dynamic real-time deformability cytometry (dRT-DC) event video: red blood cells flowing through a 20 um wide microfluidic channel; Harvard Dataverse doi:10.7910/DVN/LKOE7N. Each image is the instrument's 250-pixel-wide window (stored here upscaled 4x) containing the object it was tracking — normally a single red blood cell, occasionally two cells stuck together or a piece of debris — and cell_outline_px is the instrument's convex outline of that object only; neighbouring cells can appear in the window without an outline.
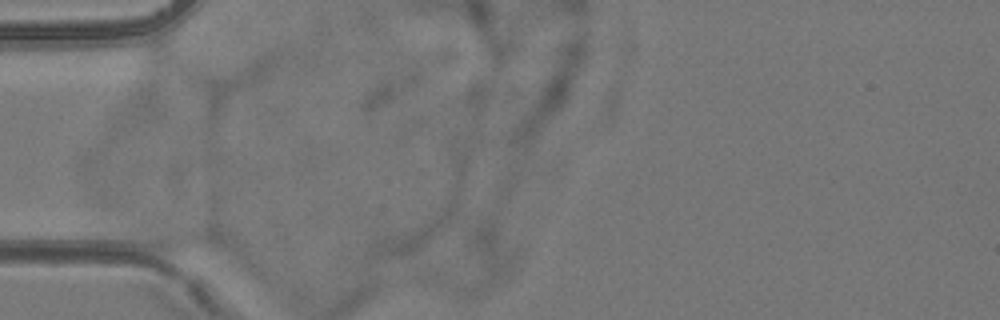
{"species": "common noctule bat (a hibernating species)", "species_latin": "Nyctalus noctula", "temperature_condition": "room temperature", "stored_images_in_passage": 3, "camera_frame_rate_fps": 3000, "um_per_image_px": 0.085, "animal": {"sex": "female", "body_mass_g": 24.6, "forearm_length_mm": 56.2}, "frame": {"image": 1, "passage_image": 1, "time_ms": 0.0, "image_size_px": [1000, 320], "cell_outline_px": [[224, 248], [172, 252], [168, 252], [140, 244], [132, 228], [140, 224], [148, 224], [212, 228], [220, 236], [224, 244]], "centroid_in_image_um": [15.11, 20.21], "position_along_channel_um": 69.9, "area_um2": 14.16}}